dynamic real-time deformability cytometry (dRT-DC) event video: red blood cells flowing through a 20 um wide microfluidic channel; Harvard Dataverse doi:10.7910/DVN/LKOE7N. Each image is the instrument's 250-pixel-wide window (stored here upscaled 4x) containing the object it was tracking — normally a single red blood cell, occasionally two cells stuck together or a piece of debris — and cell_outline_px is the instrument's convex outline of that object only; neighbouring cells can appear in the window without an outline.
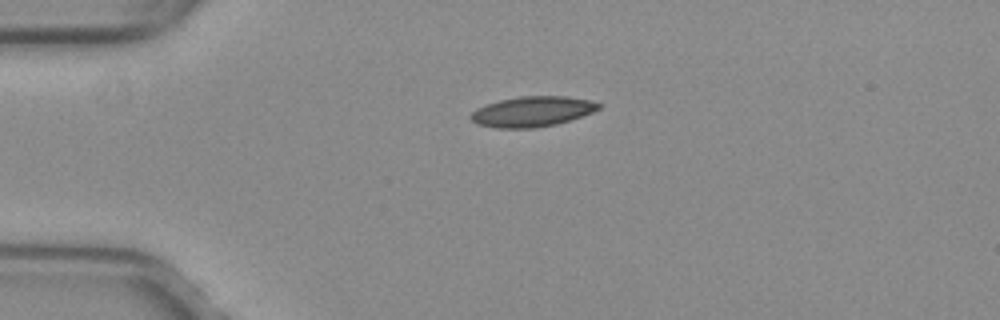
{"species": "common noctule bat (a hibernating species)", "species_latin": "Nyctalus noctula", "temperature_condition": "warm", "stored_images_in_passage": 40, "camera_frame_rate_fps": 3000, "um_per_image_px": 0.085, "animal": {"sex": "female", "body_mass_g": 29.2, "forearm_length_mm": 56.3}, "frame": {"image": 1, "passage_image": 1, "time_ms": 0.0, "image_size_px": [1000, 320], "cell_outline_px": [[604, 104], [600, 108], [592, 112], [556, 124], [536, 128], [496, 128], [480, 124], [472, 120], [468, 116], [476, 108], [500, 100], [520, 96], [568, 96], [592, 100]], "centroid_in_image_um": [45.27, 9.47], "position_along_channel_um": 39.7, "area_um2": 22.54}}
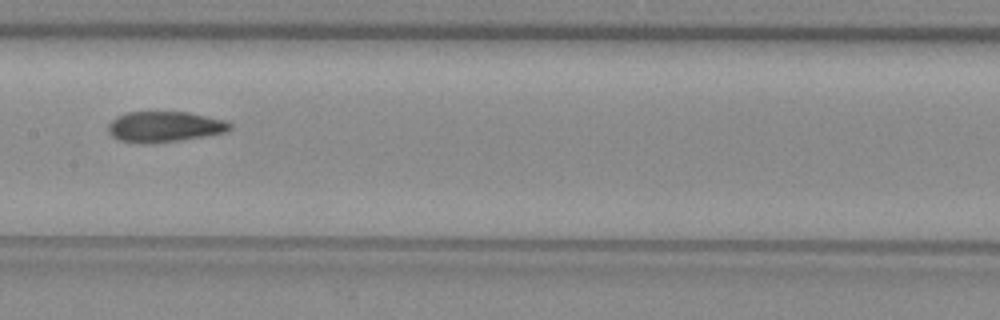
{"frame": {"image": 2, "passage_image": 15, "time_ms": 4.667, "image_size_px": [1000, 320], "cell_outline_px": [[232, 128], [228, 132], [208, 136], [180, 140], [148, 144], [120, 140], [112, 136], [108, 132], [108, 124], [116, 116], [128, 112], [188, 112], [228, 120], [232, 124]], "centroid_in_image_um": [14.04, 10.77], "position_along_channel_um": 193.4, "area_um2": 22.02}}
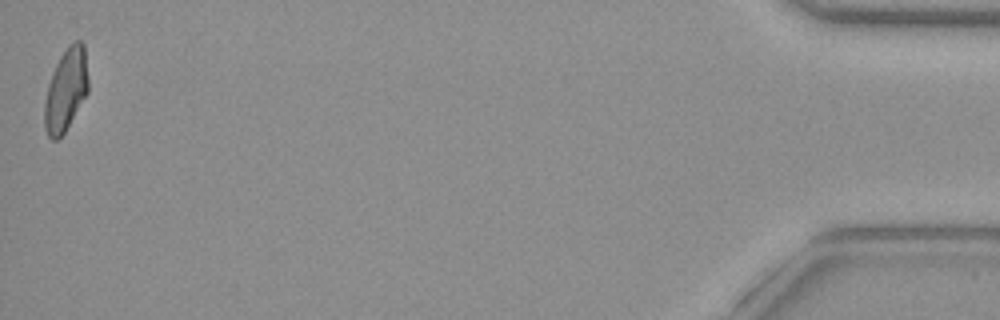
{"frame": {"image": 3, "passage_image": 40, "time_ms": 13.0, "image_size_px": [1000, 320], "cell_outline_px": [[88, 92], [64, 132], [56, 140], [52, 140], [48, 136], [44, 128], [44, 104], [48, 84], [52, 72], [60, 56], [68, 44], [76, 40], [80, 40], [84, 44], [88, 76]], "centroid_in_image_um": [5.59, 7.61], "position_along_channel_um": 429.6, "area_um2": 21.04}, "authors_computed_cell_mechanics": {"area_um2": 21.8484, "velocity_mm_per_s": 4.0165, "shape_relaxation_time_tau1_ms": null, "shape_relaxation_time_tau2_ms": 2.7926, "deformation_change_tau1": null, "deformation_change_tau2": 0.0791}}